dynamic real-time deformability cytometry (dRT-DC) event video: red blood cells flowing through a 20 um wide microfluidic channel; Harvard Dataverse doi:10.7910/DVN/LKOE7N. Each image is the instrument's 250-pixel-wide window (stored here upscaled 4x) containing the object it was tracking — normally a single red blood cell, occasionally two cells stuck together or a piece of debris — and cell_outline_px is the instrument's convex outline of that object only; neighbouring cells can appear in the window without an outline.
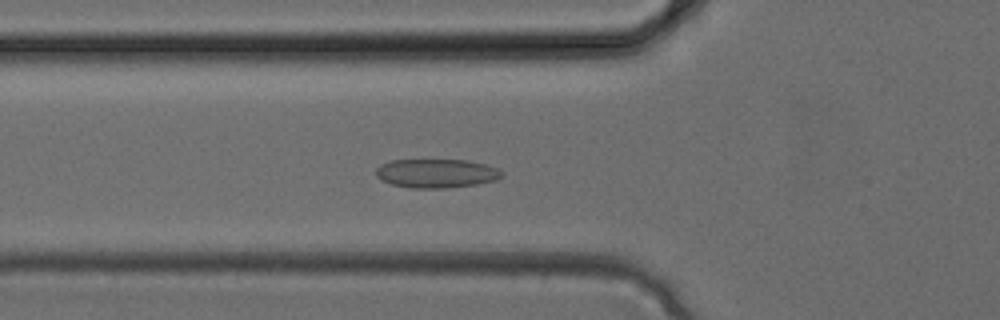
{"species": "common noctule bat (a hibernating species)", "species_latin": "Nyctalus noctula", "temperature_condition": "cold", "stored_images_in_passage": 33, "camera_frame_rate_fps": 3000, "um_per_image_px": 0.085, "animal": {"sex": "female", "body_mass_g": 24.6, "forearm_length_mm": 56.2}, "frame": {"image": 1, "passage_image": 11, "time_ms": 3.333, "image_size_px": [1000, 320], "cell_outline_px": [[504, 176], [496, 180], [476, 184], [444, 188], [412, 188], [392, 184], [380, 180], [376, 176], [376, 168], [380, 164], [392, 160], [468, 160], [484, 164], [496, 168], [504, 172]], "centroid_in_image_um": [37.08, 14.73], "position_along_channel_um": 88.7, "area_um2": 21.21}}
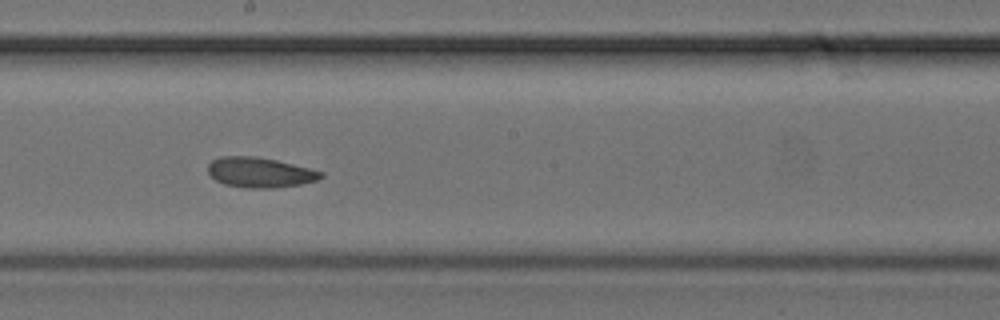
{"frame": {"image": 2, "passage_image": 18, "time_ms": 5.667, "image_size_px": [1000, 320], "cell_outline_px": [[324, 176], [316, 180], [300, 184], [276, 188], [244, 188], [224, 184], [216, 180], [208, 172], [208, 164], [212, 160], [220, 156], [256, 156], [276, 160], [324, 172]], "centroid_in_image_um": [22.07, 14.66], "position_along_channel_um": 226.1, "area_um2": 19.83}}
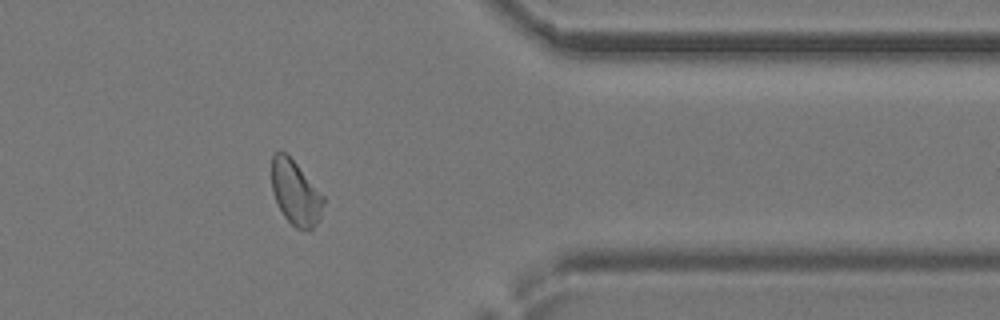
{"frame": {"image": 3, "passage_image": 27, "time_ms": 8.667, "image_size_px": [1000, 320], "cell_outline_px": [[324, 204], [320, 220], [312, 228], [296, 228], [284, 216], [272, 192], [272, 156], [276, 152], [288, 152], [324, 196]], "centroid_in_image_um": [25.13, 16.34], "position_along_channel_um": 386.3, "area_um2": 19.48}}